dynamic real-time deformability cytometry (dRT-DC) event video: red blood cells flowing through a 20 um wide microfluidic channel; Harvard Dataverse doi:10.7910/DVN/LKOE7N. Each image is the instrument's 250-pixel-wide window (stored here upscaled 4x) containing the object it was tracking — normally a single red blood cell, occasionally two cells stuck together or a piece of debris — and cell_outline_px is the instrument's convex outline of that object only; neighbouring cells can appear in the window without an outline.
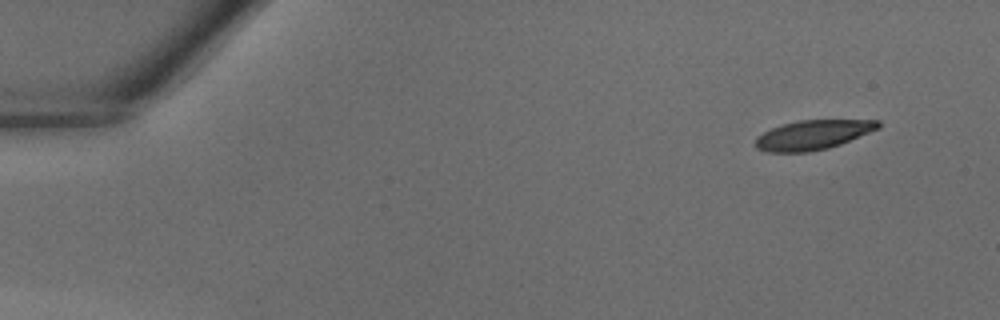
{"species": "common noctule bat (a hibernating species)", "species_latin": "Nyctalus noctula", "temperature_condition": "warm", "stored_images_in_passage": 39, "camera_frame_rate_fps": 3000, "um_per_image_px": 0.085, "animal": {"sex": "male", "body_mass_g": 18.8}, "frame": {"image": 1, "passage_image": 1, "time_ms": 0.0, "image_size_px": [1000, 320], "cell_outline_px": [[880, 128], [840, 144], [828, 148], [808, 152], [768, 152], [756, 148], [756, 136], [772, 128], [796, 120], [880, 120]], "centroid_in_image_um": [69.1, 11.46], "position_along_channel_um": 15.9, "area_um2": 20.98}}
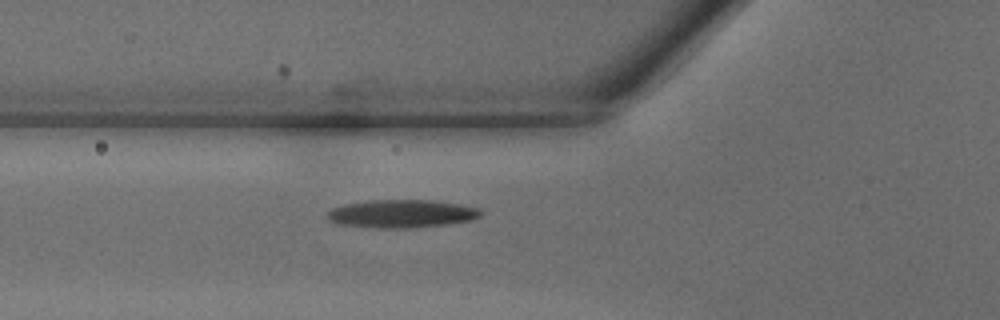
{"frame": {"image": 2, "passage_image": 13, "time_ms": 4.0, "image_size_px": [1000, 320], "cell_outline_px": [[484, 212], [480, 216], [472, 220], [448, 224], [408, 228], [376, 228], [340, 224], [328, 220], [328, 212], [332, 208], [348, 204], [372, 200], [432, 200], [460, 204], [480, 208]], "centroid_in_image_um": [34.2, 18.17], "position_along_channel_um": 91.6, "area_um2": 25.03}}
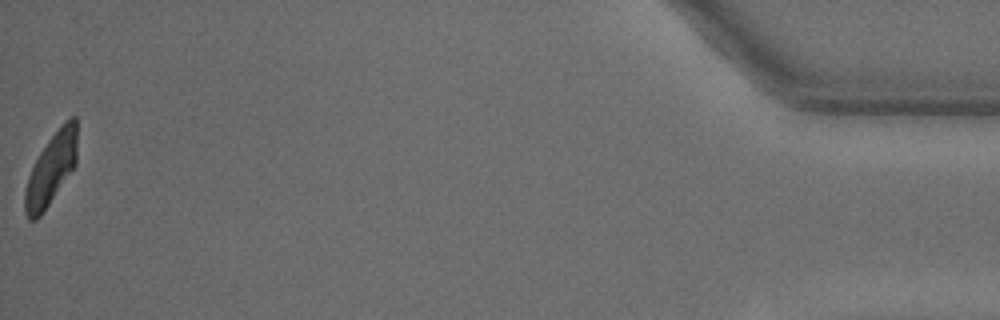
{"frame": {"image": 3, "passage_image": 39, "time_ms": 12.667, "image_size_px": [1000, 320], "cell_outline_px": [[76, 164], [40, 216], [36, 220], [28, 220], [24, 212], [24, 192], [28, 176], [40, 152], [48, 140], [72, 116], [76, 116]], "centroid_in_image_um": [4.31, 14.43], "position_along_channel_um": 430.9, "area_um2": 21.15}}